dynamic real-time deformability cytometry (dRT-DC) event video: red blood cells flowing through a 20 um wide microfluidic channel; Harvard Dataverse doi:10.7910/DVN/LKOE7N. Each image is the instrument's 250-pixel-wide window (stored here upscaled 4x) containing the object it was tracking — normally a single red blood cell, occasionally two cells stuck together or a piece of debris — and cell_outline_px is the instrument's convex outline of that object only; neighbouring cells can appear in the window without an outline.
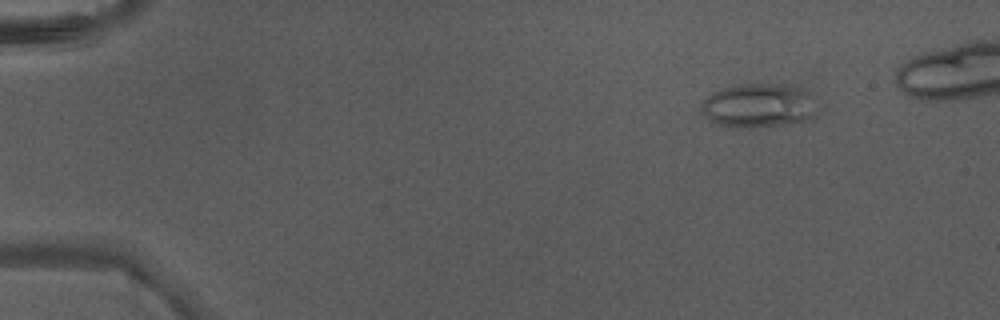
{"species": "Egyptian fruit bat (a non-hibernating species)", "species_latin": "Rousettus aegyptiacus", "temperature_condition": "warm", "stored_images_in_passage": 5, "camera_frame_rate_fps": 3000, "um_per_image_px": 0.085, "animal": {"sex": "male"}, "frame": {"image": 1, "passage_image": 2, "time_ms": 0.333, "image_size_px": [1000, 320], "cell_outline_px": [[816, 116], [812, 120], [784, 124], [748, 128], [732, 128], [716, 124], [708, 120], [704, 116], [700, 108], [700, 104], [712, 92], [736, 84], [788, 84], [804, 88], [812, 92]], "centroid_in_image_um": [64.49, 8.98], "position_along_channel_um": 20.5, "area_um2": 30.46}}